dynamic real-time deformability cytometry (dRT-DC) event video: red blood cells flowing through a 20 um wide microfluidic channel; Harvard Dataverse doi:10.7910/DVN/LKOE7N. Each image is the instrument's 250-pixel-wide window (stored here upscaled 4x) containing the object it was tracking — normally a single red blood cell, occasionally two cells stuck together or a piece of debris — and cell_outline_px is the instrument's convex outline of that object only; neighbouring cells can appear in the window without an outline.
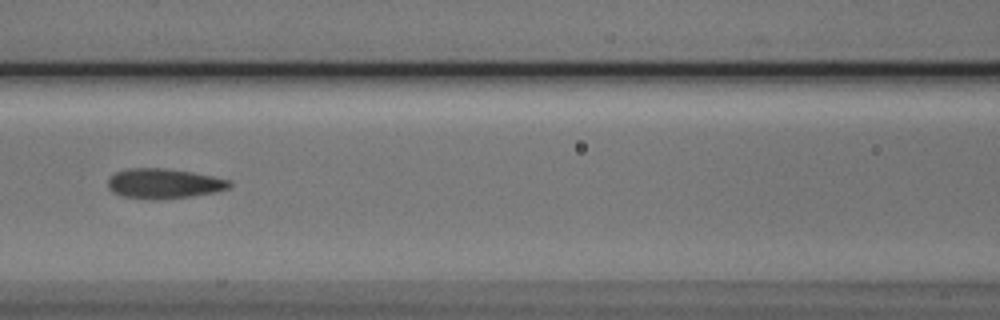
{"species": "Egyptian fruit bat (a non-hibernating species)", "species_latin": "Rousettus aegyptiacus", "temperature_condition": "cold", "stored_images_in_passage": 10, "camera_frame_rate_fps": 3000, "um_per_image_px": 0.085, "animal": {"sex": "male"}, "frame": {"image": 1, "passage_image": 7, "time_ms": 8.0, "image_size_px": [1000, 320], "cell_outline_px": [[232, 184], [228, 188], [212, 192], [188, 196], [124, 196], [112, 192], [108, 188], [108, 180], [116, 172], [128, 168], [164, 168], [192, 172], [232, 180]], "centroid_in_image_um": [13.95, 15.54], "position_along_channel_um": 152.7, "area_um2": 20.06}}
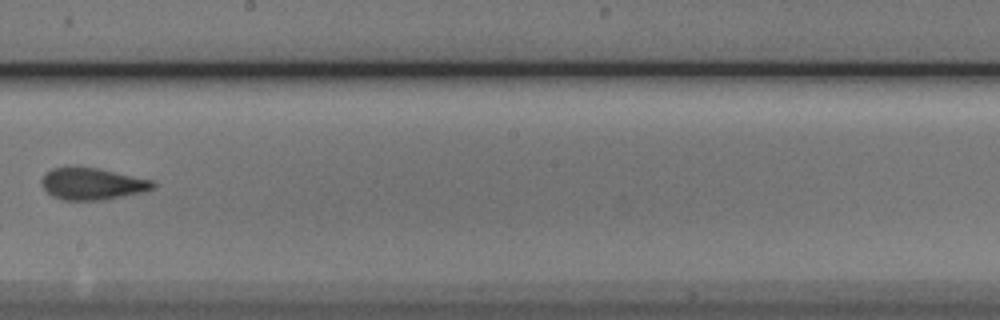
{"frame": {"image": 2, "passage_image": 9, "time_ms": 10.333, "image_size_px": [1000, 320], "cell_outline_px": [[156, 184], [152, 188], [140, 192], [100, 200], [64, 200], [52, 196], [40, 184], [40, 180], [44, 172], [52, 168], [96, 168], [156, 180]], "centroid_in_image_um": [7.81, 15.62], "position_along_channel_um": 240.4, "area_um2": 20.4}}
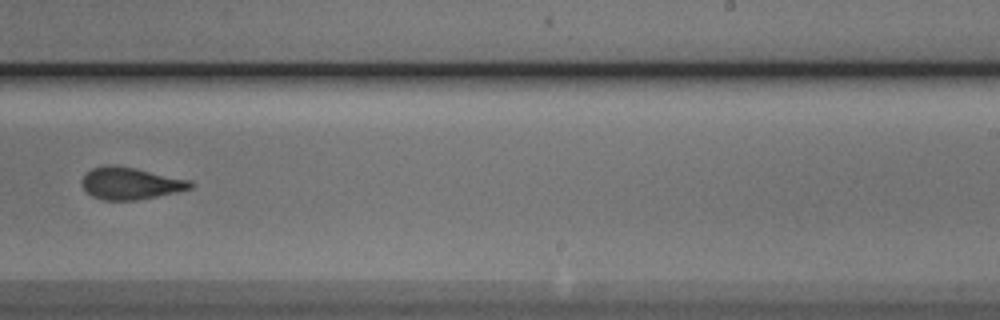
{"frame": {"image": 3, "passage_image": 10, "time_ms": 11.333, "image_size_px": [1000, 320], "cell_outline_px": [[192, 188], [176, 192], [136, 200], [100, 200], [92, 196], [80, 184], [80, 180], [92, 168], [104, 164], [112, 164], [136, 168], [192, 180]], "centroid_in_image_um": [11.06, 15.57], "position_along_channel_um": 277.9, "area_um2": 20.4}}